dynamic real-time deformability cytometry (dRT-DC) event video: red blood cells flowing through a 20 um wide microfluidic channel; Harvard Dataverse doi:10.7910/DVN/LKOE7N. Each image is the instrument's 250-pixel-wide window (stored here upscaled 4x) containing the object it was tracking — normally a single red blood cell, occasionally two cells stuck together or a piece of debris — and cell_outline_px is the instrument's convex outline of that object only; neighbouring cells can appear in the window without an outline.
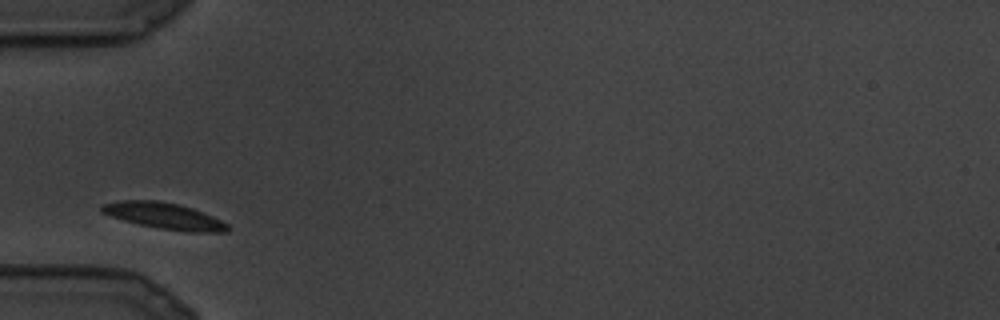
{"species": "common noctule bat (a hibernating species)", "species_latin": "Nyctalus noctula", "temperature_condition": "cold", "stored_images_in_passage": 11, "camera_frame_rate_fps": 3000, "um_per_image_px": 0.085, "animal": {"sex": "male", "body_mass_g": 19.5, "forearm_length_mm": 54.6}, "frame": {"image": 1, "passage_image": 1, "time_ms": 0.0, "image_size_px": [1000, 320], "cell_outline_px": [[228, 232], [188, 232], [160, 228], [140, 224], [124, 220], [100, 212], [100, 204], [120, 200], [156, 200], [180, 204], [204, 212], [228, 224]], "centroid_in_image_um": [13.95, 18.34], "position_along_channel_um": 71.1, "area_um2": 19.25}}
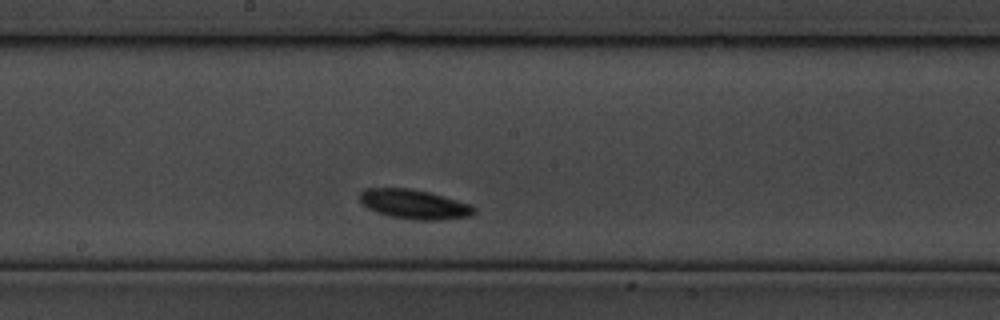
{"frame": {"image": 2, "passage_image": 7, "time_ms": 2.0, "image_size_px": [1000, 320], "cell_outline_px": [[476, 212], [472, 216], [440, 220], [412, 220], [392, 216], [376, 212], [360, 204], [360, 192], [364, 188], [408, 188], [428, 192], [444, 196], [472, 204], [476, 208]], "centroid_in_image_um": [35.23, 17.36], "position_along_channel_um": 213.0, "area_um2": 19.83}}
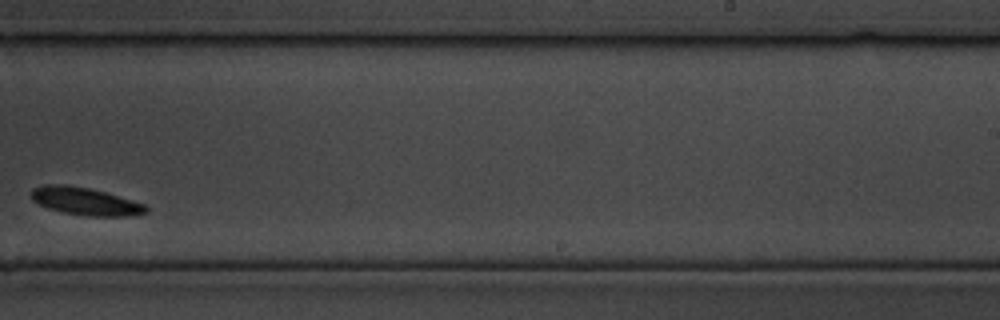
{"frame": {"image": 3, "passage_image": 10, "time_ms": 3.0, "image_size_px": [1000, 320], "cell_outline_px": [[148, 212], [132, 216], [84, 216], [60, 212], [48, 208], [32, 200], [32, 188], [44, 184], [68, 184], [88, 188], [104, 192], [144, 204], [148, 208]], "centroid_in_image_um": [7.22, 17.11], "position_along_channel_um": 281.8, "area_um2": 18.5}}